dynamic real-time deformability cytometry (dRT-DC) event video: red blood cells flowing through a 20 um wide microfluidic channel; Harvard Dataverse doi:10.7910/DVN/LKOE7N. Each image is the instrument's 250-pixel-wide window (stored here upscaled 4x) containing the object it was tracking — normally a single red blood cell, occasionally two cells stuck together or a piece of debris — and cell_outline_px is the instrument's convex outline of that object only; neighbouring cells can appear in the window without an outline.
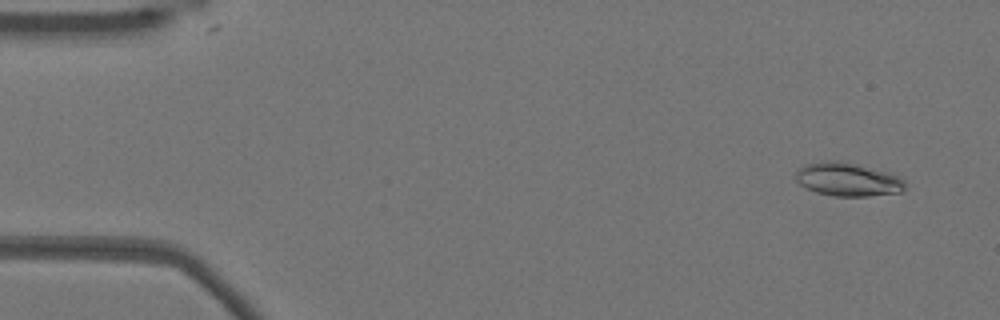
{"species": "Egyptian fruit bat (a non-hibernating species)", "species_latin": "Rousettus aegyptiacus", "temperature_condition": "warm", "stored_images_in_passage": 51, "camera_frame_rate_fps": 3000, "um_per_image_px": 0.085, "animal": {"sex": "female"}, "frame": {"image": 1, "passage_image": 4, "time_ms": 1.0, "image_size_px": [1000, 320], "cell_outline_px": [[904, 188], [900, 192], [868, 196], [832, 196], [816, 192], [800, 184], [796, 180], [796, 172], [804, 164], [828, 160], [840, 160], [896, 172], [904, 180]], "centroid_in_image_um": [72.11, 15.22], "position_along_channel_um": 12.9, "area_um2": 21.73}}
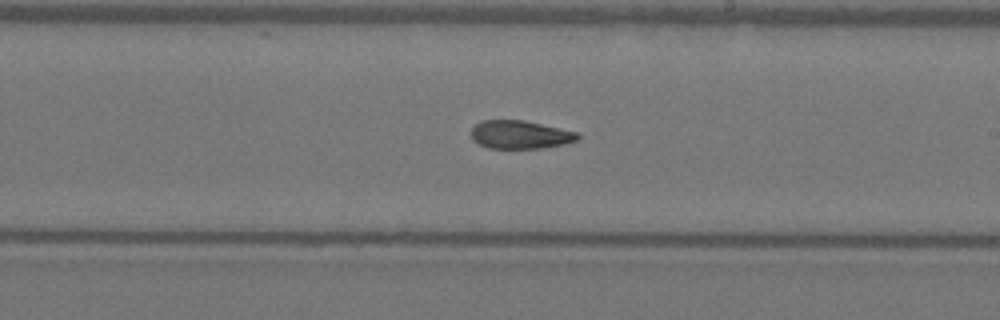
{"frame": {"image": 2, "passage_image": 31, "time_ms": 10.0, "image_size_px": [1000, 320], "cell_outline_px": [[580, 136], [576, 140], [564, 144], [540, 148], [488, 148], [472, 140], [472, 128], [476, 124], [484, 120], [524, 120], [576, 132]], "centroid_in_image_um": [44.19, 11.44], "position_along_channel_um": 244.8, "area_um2": 17.28}}
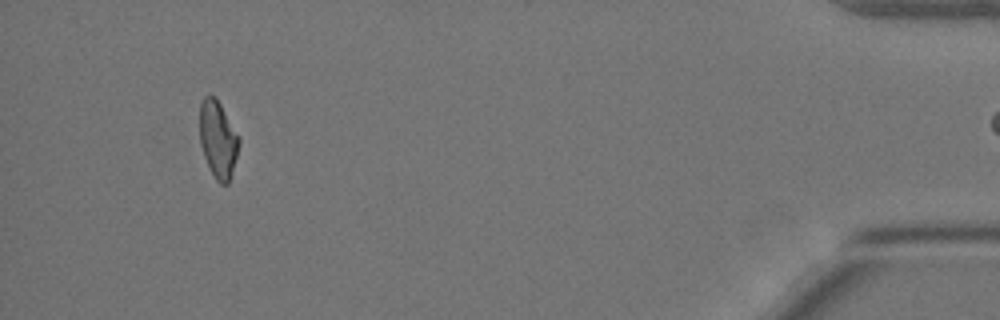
{"frame": {"image": 3, "passage_image": 50, "time_ms": 16.333, "image_size_px": [1000, 320], "cell_outline_px": [[240, 144], [232, 172], [228, 184], [220, 184], [216, 180], [204, 156], [200, 144], [200, 104], [204, 96], [216, 96], [240, 136]], "centroid_in_image_um": [18.54, 11.82], "position_along_channel_um": 416.7, "area_um2": 17.74}}